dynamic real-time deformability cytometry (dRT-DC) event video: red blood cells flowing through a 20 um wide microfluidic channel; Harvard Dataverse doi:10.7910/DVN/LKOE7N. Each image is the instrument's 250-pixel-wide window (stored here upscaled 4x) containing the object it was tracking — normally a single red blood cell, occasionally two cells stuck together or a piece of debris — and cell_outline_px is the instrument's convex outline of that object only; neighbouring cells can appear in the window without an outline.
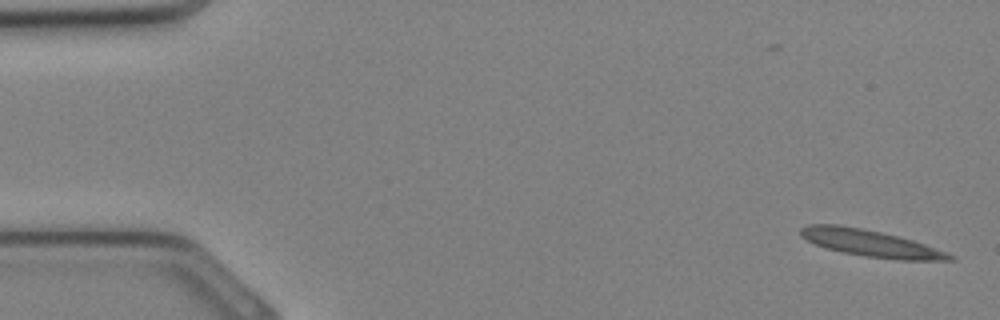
{"species": "Egyptian fruit bat (a non-hibernating species)", "species_latin": "Rousettus aegyptiacus", "temperature_condition": "cold", "stored_images_in_passage": 2, "camera_frame_rate_fps": 3000, "um_per_image_px": 0.085, "animal": {"sex": "female"}, "frame": {"image": 1, "passage_image": 2, "time_ms": 0.333, "image_size_px": [1000, 320], "cell_outline_px": [[956, 260], [900, 260], [868, 256], [844, 252], [828, 248], [816, 244], [800, 236], [800, 228], [808, 224], [836, 224], [860, 228], [880, 232], [912, 240], [948, 252], [956, 256]], "centroid_in_image_um": [74.03, 20.67], "position_along_channel_um": 11.0, "area_um2": 22.83}}